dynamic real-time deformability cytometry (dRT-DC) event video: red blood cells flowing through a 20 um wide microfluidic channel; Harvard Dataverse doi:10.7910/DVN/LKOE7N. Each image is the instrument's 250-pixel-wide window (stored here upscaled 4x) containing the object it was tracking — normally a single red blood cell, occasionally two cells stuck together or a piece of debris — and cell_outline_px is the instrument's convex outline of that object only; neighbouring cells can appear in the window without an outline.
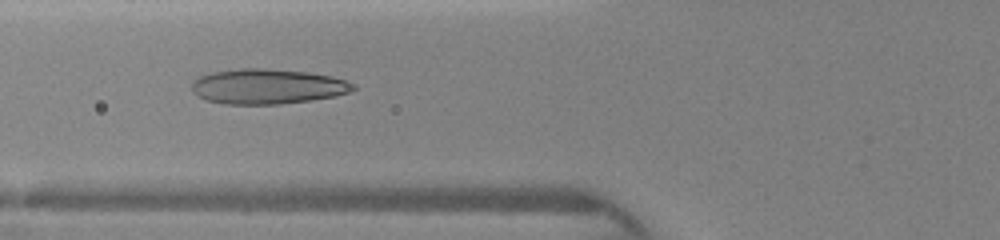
{"species": "human", "species_latin": "Homo sapiens", "temperature_condition": "warm", "stored_images_in_passage": 6, "camera_frame_rate_fps": 3000, "um_per_image_px": 0.085, "donor": {"sex": "female"}, "frame": {"image": 1, "passage_image": 5, "time_ms": 2.0, "image_size_px": [1000, 240], "cell_outline_px": [[356, 88], [348, 92], [336, 96], [312, 100], [280, 104], [224, 104], [208, 100], [192, 92], [192, 84], [200, 76], [212, 72], [240, 68], [264, 68], [308, 72], [332, 76], [356, 84]], "centroid_in_image_um": [22.77, 7.34], "position_along_channel_um": 103.0, "area_um2": 32.95}}
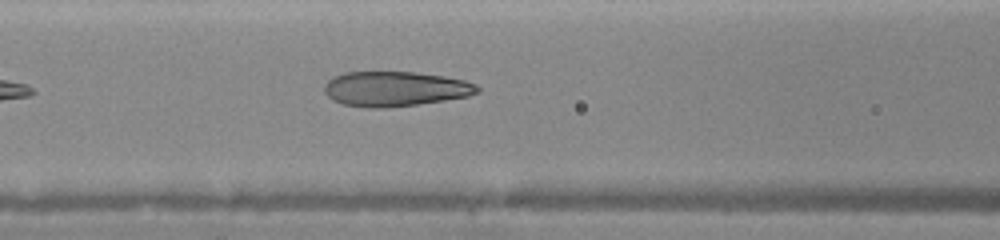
{"frame": {"image": 2, "passage_image": 6, "time_ms": 2.667, "image_size_px": [1000, 240], "cell_outline_px": [[480, 92], [468, 96], [444, 100], [416, 104], [380, 108], [368, 108], [344, 104], [332, 100], [324, 92], [324, 84], [332, 76], [344, 72], [416, 72], [444, 76], [464, 80], [476, 84], [480, 88]], "centroid_in_image_um": [33.57, 7.54], "position_along_channel_um": 133.0, "area_um2": 31.15}}